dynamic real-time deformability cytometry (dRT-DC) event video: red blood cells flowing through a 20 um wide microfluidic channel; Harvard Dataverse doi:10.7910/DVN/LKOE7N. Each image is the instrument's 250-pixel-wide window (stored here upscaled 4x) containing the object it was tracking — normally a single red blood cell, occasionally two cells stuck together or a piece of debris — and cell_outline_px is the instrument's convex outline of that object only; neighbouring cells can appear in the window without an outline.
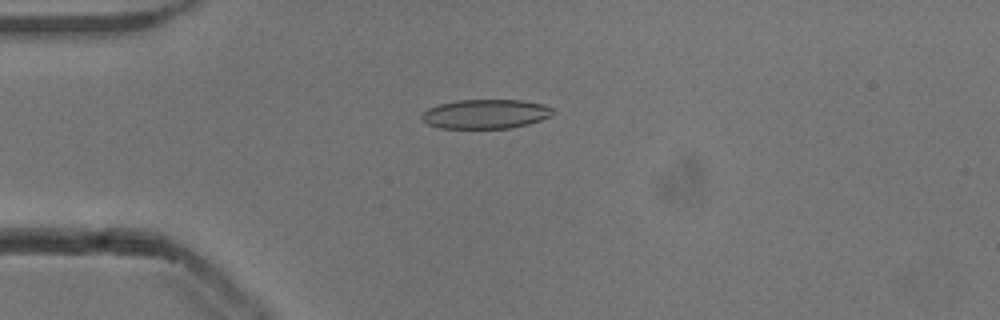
{"species": "common noctule bat (a hibernating species)", "species_latin": "Nyctalus noctula", "temperature_condition": "cold", "stored_images_in_passage": 35, "camera_frame_rate_fps": 3000, "um_per_image_px": 0.085, "animal": {"sex": "male", "body_mass_g": 13.3}, "frame": {"image": 1, "passage_image": 7, "time_ms": 2.0, "image_size_px": [1000, 320], "cell_outline_px": [[556, 112], [540, 120], [528, 124], [512, 128], [440, 128], [428, 124], [420, 116], [428, 108], [440, 104], [456, 100], [520, 100], [544, 104], [552, 108]], "centroid_in_image_um": [41.29, 9.69], "position_along_channel_um": 43.7, "area_um2": 22.31}}
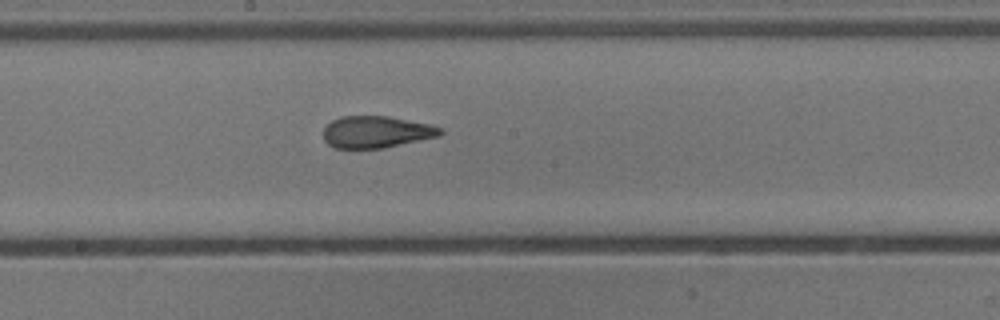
{"frame": {"image": 2, "passage_image": 22, "time_ms": 7.0, "image_size_px": [1000, 320], "cell_outline_px": [[444, 132], [440, 136], [384, 148], [336, 148], [328, 144], [324, 140], [324, 128], [332, 120], [340, 116], [388, 116], [432, 124], [444, 128]], "centroid_in_image_um": [32.04, 11.21], "position_along_channel_um": 216.2, "area_um2": 21.91}}
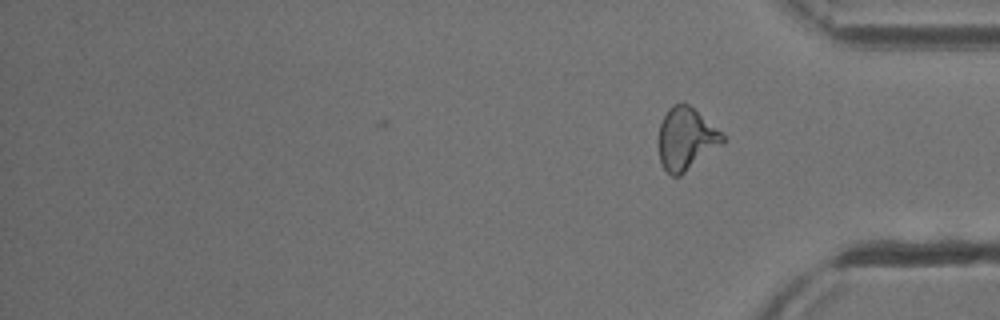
{"frame": {"image": 3, "passage_image": 35, "time_ms": 11.333, "image_size_px": [1000, 320], "cell_outline_px": [[724, 144], [680, 176], [672, 176], [660, 164], [656, 144], [656, 140], [660, 124], [668, 108], [672, 104], [688, 104], [720, 132], [724, 136]], "centroid_in_image_um": [58.26, 11.84], "position_along_channel_um": 376.9, "area_um2": 23.47}, "authors_computed_cell_mechanics": {"area_um2": 22.5998, "velocity_mm_per_s": 3.8447, "shape_relaxation_time_tau1_ms": 8.5593, "shape_relaxation_time_tau2_ms": 1.6678, "deformation_change_tau1": 0.2198, "deformation_change_tau2": 0.0991}}